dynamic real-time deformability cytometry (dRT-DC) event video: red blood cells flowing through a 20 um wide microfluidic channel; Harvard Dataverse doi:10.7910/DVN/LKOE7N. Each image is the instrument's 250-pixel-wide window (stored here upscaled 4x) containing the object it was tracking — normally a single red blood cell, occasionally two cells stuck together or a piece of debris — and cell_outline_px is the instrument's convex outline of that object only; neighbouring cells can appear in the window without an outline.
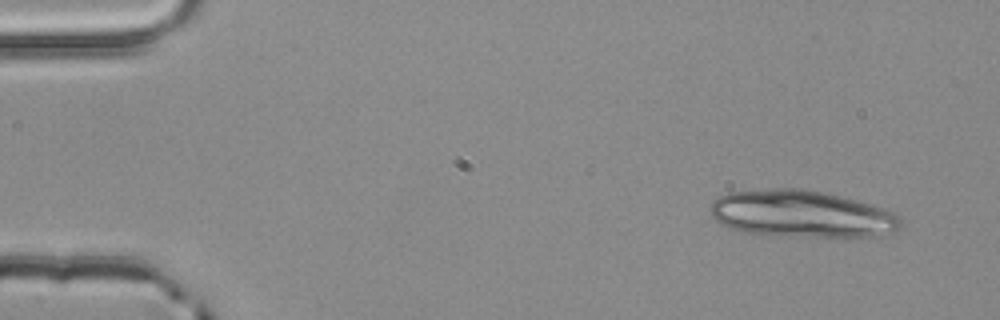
{"species": "common noctule bat (a hibernating species)", "species_latin": "Nyctalus noctula", "temperature_condition": "room temperature", "stored_images_in_passage": 4, "camera_frame_rate_fps": 3000, "um_per_image_px": 0.085, "animal": {"sex": "male", "body_mass_g": 20.4}, "frame": {"image": 1, "passage_image": 1, "time_ms": 0.0, "image_size_px": [1000, 320], "cell_outline_px": [[900, 228], [896, 232], [876, 236], [788, 236], [740, 232], [728, 228], [720, 224], [708, 212], [708, 208], [712, 200], [728, 192], [772, 188], [800, 188], [820, 192], [884, 208], [896, 216], [900, 220]], "centroid_in_image_um": [68.03, 18.19], "position_along_channel_um": 17.0, "area_um2": 51.96}}